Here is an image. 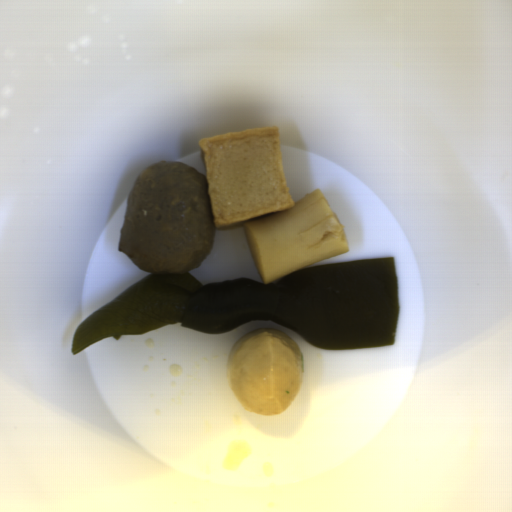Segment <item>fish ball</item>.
I'll return each instance as SVG.
<instances>
[{"label": "fish ball", "instance_id": "1", "mask_svg": "<svg viewBox=\"0 0 512 512\" xmlns=\"http://www.w3.org/2000/svg\"><path fill=\"white\" fill-rule=\"evenodd\" d=\"M198 146L218 231H230L253 218L293 208L276 126L201 138Z\"/></svg>", "mask_w": 512, "mask_h": 512}, {"label": "fish ball", "instance_id": "2", "mask_svg": "<svg viewBox=\"0 0 512 512\" xmlns=\"http://www.w3.org/2000/svg\"><path fill=\"white\" fill-rule=\"evenodd\" d=\"M303 374L299 345L280 329L267 327L247 333L227 357L229 388L253 414L284 412L300 392Z\"/></svg>", "mask_w": 512, "mask_h": 512}]
</instances>
